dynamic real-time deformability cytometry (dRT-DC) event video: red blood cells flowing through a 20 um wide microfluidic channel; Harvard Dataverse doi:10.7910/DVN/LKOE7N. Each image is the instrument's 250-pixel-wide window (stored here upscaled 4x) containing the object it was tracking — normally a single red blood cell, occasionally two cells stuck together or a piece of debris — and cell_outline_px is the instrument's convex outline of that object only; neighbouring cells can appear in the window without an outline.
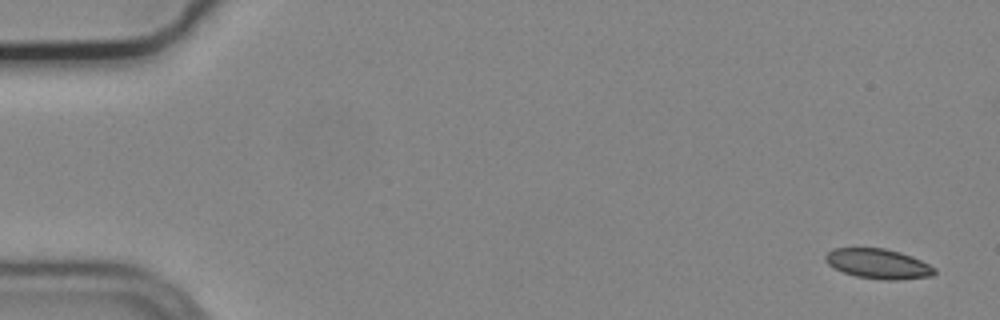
{"species": "common noctule bat (a hibernating species)", "species_latin": "Nyctalus noctula", "temperature_condition": "cold", "stored_images_in_passage": 6, "camera_frame_rate_fps": 3000, "um_per_image_px": 0.085, "animal": {"sex": "male", "body_mass_g": 19.2, "forearm_length_mm": 51.8}, "frame": {"image": 1, "passage_image": 1, "time_ms": 0.0, "image_size_px": [1000, 320], "cell_outline_px": [[936, 272], [932, 276], [896, 280], [884, 280], [856, 276], [844, 272], [828, 264], [824, 260], [824, 256], [832, 248], [884, 248], [900, 252], [912, 256], [936, 268]], "centroid_in_image_um": [74.65, 22.41], "position_along_channel_um": 10.4, "area_um2": 18.96}}
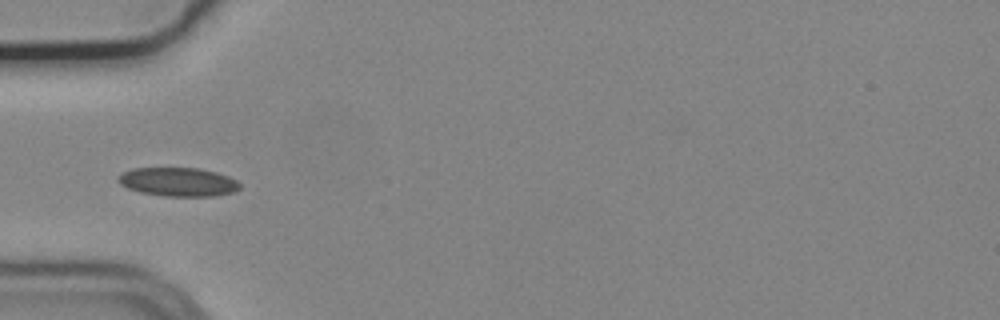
{"frame": {"image": 2, "passage_image": 5, "time_ms": 1.333, "image_size_px": [1000, 320], "cell_outline_px": [[240, 188], [232, 192], [216, 196], [164, 196], [140, 192], [128, 188], [120, 184], [116, 180], [124, 172], [132, 168], [200, 168], [216, 172], [228, 176], [236, 180], [240, 184]], "centroid_in_image_um": [15.15, 15.46], "position_along_channel_um": 69.9, "area_um2": 20.35}}
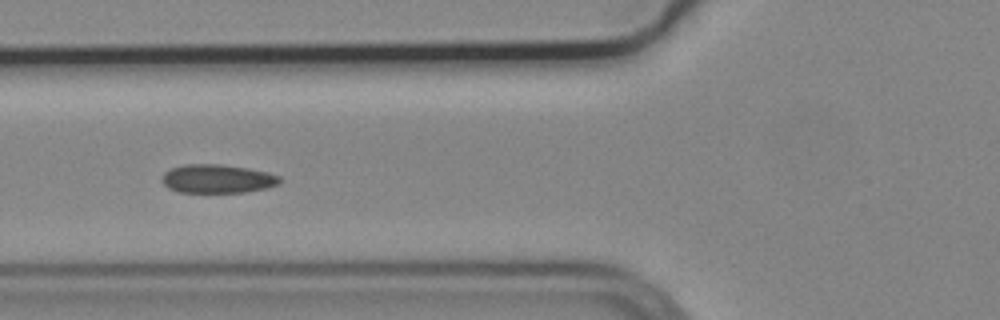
{"frame": {"image": 3, "passage_image": 6, "time_ms": 1.667, "image_size_px": [1000, 320], "cell_outline_px": [[280, 184], [264, 188], [244, 192], [180, 192], [168, 188], [160, 180], [164, 172], [172, 168], [184, 164], [220, 164], [248, 168], [268, 172], [280, 176]], "centroid_in_image_um": [18.46, 15.19], "position_along_channel_um": 107.3, "area_um2": 19.65}}